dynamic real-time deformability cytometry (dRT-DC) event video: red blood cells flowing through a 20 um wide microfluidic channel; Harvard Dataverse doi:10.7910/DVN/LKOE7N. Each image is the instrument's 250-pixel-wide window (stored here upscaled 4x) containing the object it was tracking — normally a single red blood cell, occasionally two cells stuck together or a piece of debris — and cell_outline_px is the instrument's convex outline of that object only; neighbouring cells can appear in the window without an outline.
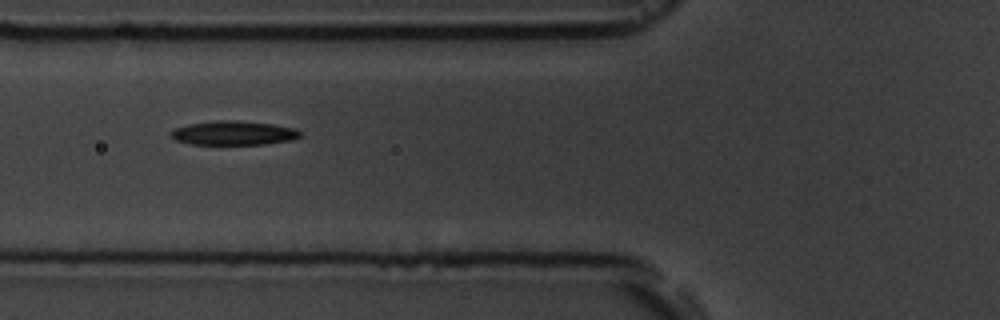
{"species": "common noctule bat (a hibernating species)", "species_latin": "Nyctalus noctula", "temperature_condition": "room temperature", "stored_images_in_passage": 16, "camera_frame_rate_fps": 3000, "um_per_image_px": 0.085, "animal": {"sex": "male", "body_mass_g": 19.5, "forearm_length_mm": 54.6}, "frame": {"image": 1, "passage_image": 7, "time_ms": 7.667, "image_size_px": [1000, 320], "cell_outline_px": [[300, 136], [292, 140], [264, 144], [188, 144], [176, 140], [168, 136], [168, 132], [176, 128], [188, 124], [216, 120], [236, 120], [272, 124], [296, 128], [300, 132]], "centroid_in_image_um": [19.81, 11.3], "position_along_channel_um": 106.0, "area_um2": 18.26}}
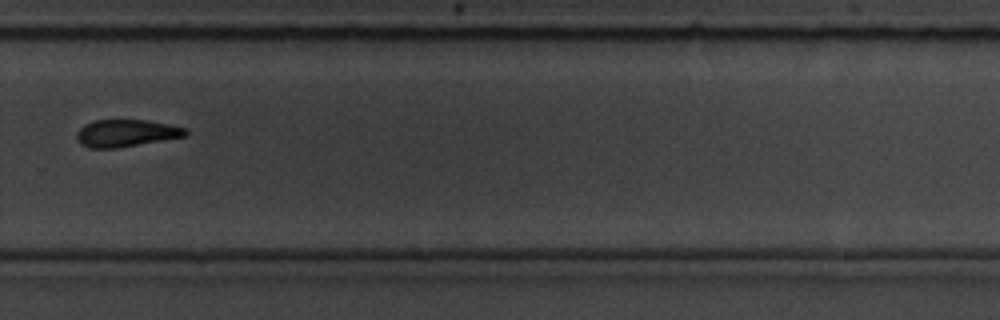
{"frame": {"image": 2, "passage_image": 12, "time_ms": 13.333, "image_size_px": [1000, 320], "cell_outline_px": [[188, 136], [116, 148], [88, 148], [80, 144], [76, 136], [76, 132], [84, 124], [92, 120], [148, 120], [188, 128]], "centroid_in_image_um": [10.73, 11.31], "position_along_channel_um": 319.1, "area_um2": 17.46}}
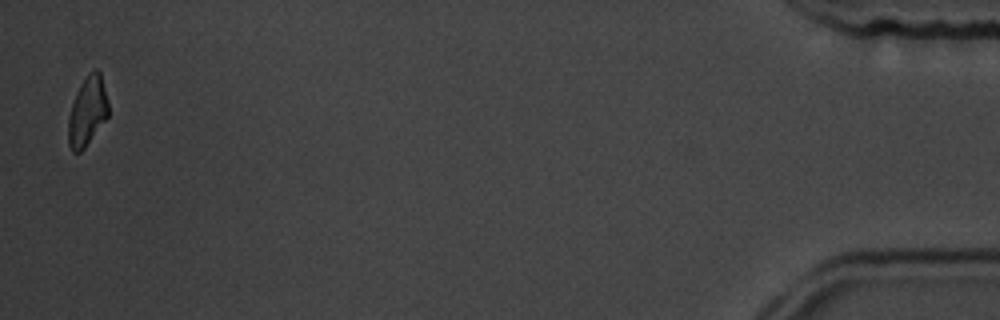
{"frame": {"image": 3, "passage_image": 16, "time_ms": 18.667, "image_size_px": [1000, 320], "cell_outline_px": [[108, 116], [84, 148], [80, 152], [72, 152], [68, 144], [68, 116], [76, 92], [80, 84], [88, 72], [92, 68], [96, 68], [100, 72], [108, 100]], "centroid_in_image_um": [7.42, 9.43], "position_along_channel_um": 427.8, "area_um2": 16.24}, "authors_computed_cell_mechanics": {"area_um2": 18.1492, "velocity_mm_per_s": 3.7682, "shape_relaxation_time_tau1_ms": 3.5482, "shape_relaxation_time_tau2_ms": 4.102, "deformation_change_tau1": 0.1193, "deformation_change_tau2": 0.1096}}